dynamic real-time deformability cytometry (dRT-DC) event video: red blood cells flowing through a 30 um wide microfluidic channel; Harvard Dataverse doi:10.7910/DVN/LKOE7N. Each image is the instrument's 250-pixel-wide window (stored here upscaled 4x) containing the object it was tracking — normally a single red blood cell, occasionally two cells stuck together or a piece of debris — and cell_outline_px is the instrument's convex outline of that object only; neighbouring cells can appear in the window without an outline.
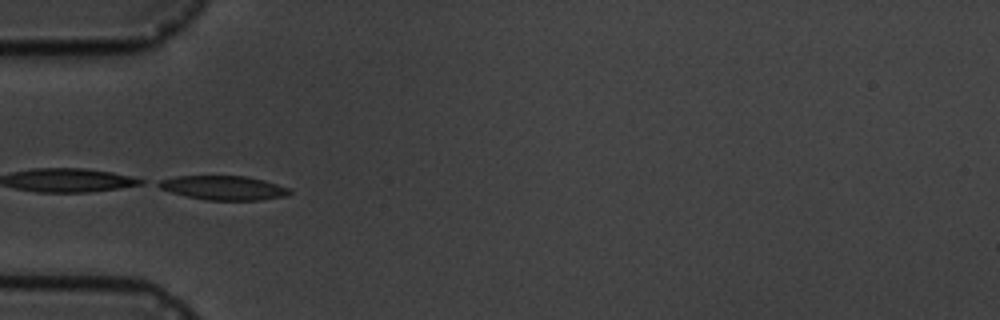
{"species": "common noctule bat (a hibernating species)", "species_latin": "Nyctalus noctula", "temperature_condition": "cold", "stored_images_in_passage": 5, "camera_frame_rate_fps": 3000, "um_per_image_px": 0.085, "animal": {"sex": "male", "body_mass_g": 19.5, "forearm_length_mm": 54.6}, "frame": {"image": 1, "passage_image": 4, "time_ms": 3.667, "image_size_px": [1000, 320], "cell_outline_px": [[292, 192], [288, 196], [260, 200], [208, 200], [188, 196], [172, 192], [160, 188], [152, 184], [160, 180], [176, 176], [244, 176], [264, 180], [292, 188]], "centroid_in_image_um": [19.04, 15.96], "position_along_channel_um": 66.0, "area_um2": 18.55}}